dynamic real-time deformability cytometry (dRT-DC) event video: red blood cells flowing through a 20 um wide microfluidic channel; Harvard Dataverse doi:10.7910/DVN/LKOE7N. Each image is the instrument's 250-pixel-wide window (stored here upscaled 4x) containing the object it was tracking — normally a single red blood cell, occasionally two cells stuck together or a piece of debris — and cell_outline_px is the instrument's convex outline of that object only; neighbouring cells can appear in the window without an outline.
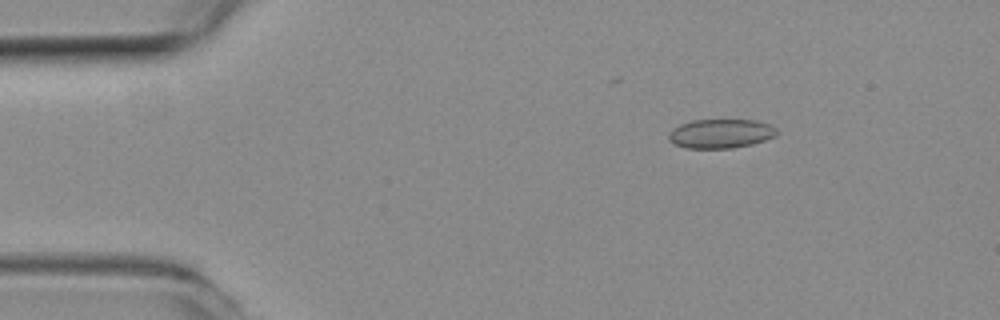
{"species": "common noctule bat (a hibernating species)", "species_latin": "Nyctalus noctula", "temperature_condition": "room temperature", "stored_images_in_passage": 54, "camera_frame_rate_fps": 3000, "um_per_image_px": 0.085, "animal": {"sex": "female", "body_mass_g": 19.3, "forearm_length_mm": 54.1}, "frame": {"image": 1, "passage_image": 7, "time_ms": 2.0, "image_size_px": [1000, 320], "cell_outline_px": [[776, 136], [752, 144], [732, 148], [684, 148], [668, 140], [668, 132], [672, 128], [680, 124], [692, 120], [756, 120], [772, 124], [776, 128]], "centroid_in_image_um": [61.25, 11.35], "position_along_channel_um": 23.8, "area_um2": 18.5}}
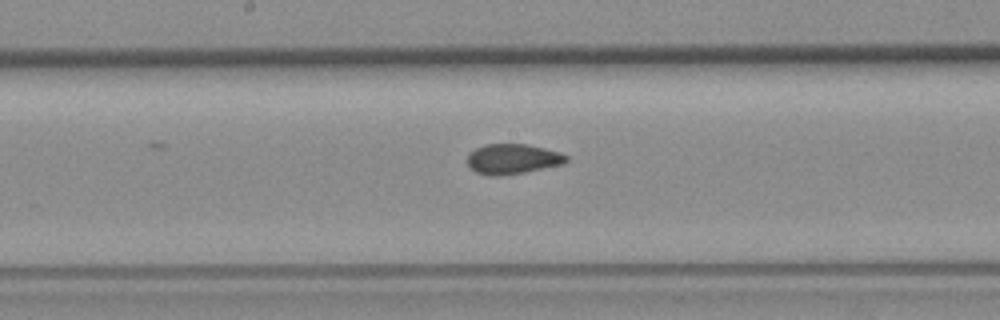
{"frame": {"image": 2, "passage_image": 27, "time_ms": 8.667, "image_size_px": [1000, 320], "cell_outline_px": [[568, 160], [564, 164], [524, 172], [500, 176], [488, 176], [476, 172], [468, 164], [468, 156], [476, 148], [484, 144], [528, 144], [560, 152], [568, 156]], "centroid_in_image_um": [43.6, 13.51], "position_along_channel_um": 204.6, "area_um2": 17.34}}
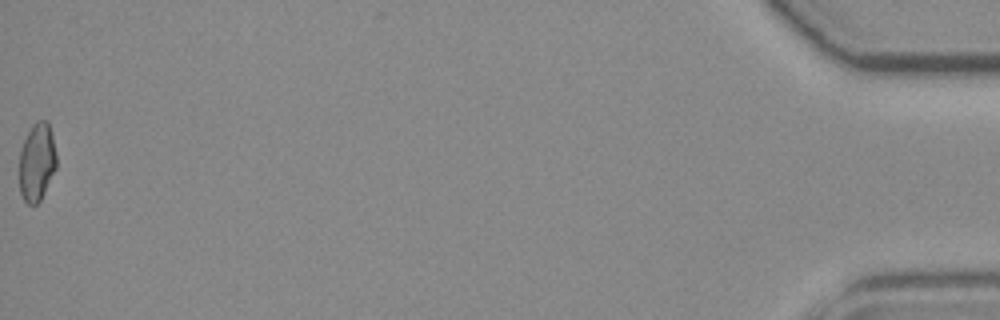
{"frame": {"image": 3, "passage_image": 54, "time_ms": 17.667, "image_size_px": [1000, 320], "cell_outline_px": [[56, 168], [40, 200], [36, 204], [28, 204], [24, 200], [20, 192], [20, 152], [24, 140], [32, 124], [36, 120], [48, 120], [56, 152]], "centroid_in_image_um": [3.14, 13.74], "position_along_channel_um": 432.1, "area_um2": 16.76}, "authors_computed_cell_mechanics": {"area_um2": 17.629, "velocity_mm_per_s": 3.7417, "shape_relaxation_time_tau1_ms": null, "shape_relaxation_time_tau2_ms": 2.4881, "deformation_change_tau1": null, "deformation_change_tau2": 0.0704}}